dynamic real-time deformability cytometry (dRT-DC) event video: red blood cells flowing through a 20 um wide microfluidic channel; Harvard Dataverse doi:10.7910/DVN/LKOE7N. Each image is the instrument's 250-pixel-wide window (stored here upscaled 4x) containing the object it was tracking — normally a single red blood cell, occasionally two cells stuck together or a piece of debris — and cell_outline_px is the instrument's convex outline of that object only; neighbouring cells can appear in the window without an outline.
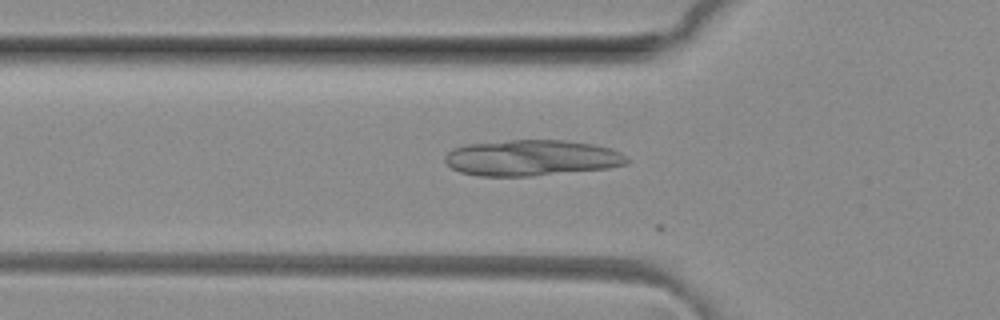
{"species": "common noctule bat (a hibernating species)", "species_latin": "Nyctalus noctula", "temperature_condition": "room temperature", "stored_images_in_passage": 5, "camera_frame_rate_fps": 3000, "um_per_image_px": 0.085, "animal": {"sex": "female", "body_mass_g": 29.2, "forearm_length_mm": 56.3}, "frame": {"image": 1, "passage_image": 3, "time_ms": 0.667, "image_size_px": [1000, 320], "cell_outline_px": [[628, 164], [608, 168], [528, 176], [480, 176], [460, 172], [452, 168], [444, 160], [444, 156], [452, 148], [468, 144], [508, 140], [564, 140], [592, 144], [608, 148], [620, 152], [628, 160]], "centroid_in_image_um": [45.15, 13.41], "position_along_channel_um": 80.6, "area_um2": 37.92}}